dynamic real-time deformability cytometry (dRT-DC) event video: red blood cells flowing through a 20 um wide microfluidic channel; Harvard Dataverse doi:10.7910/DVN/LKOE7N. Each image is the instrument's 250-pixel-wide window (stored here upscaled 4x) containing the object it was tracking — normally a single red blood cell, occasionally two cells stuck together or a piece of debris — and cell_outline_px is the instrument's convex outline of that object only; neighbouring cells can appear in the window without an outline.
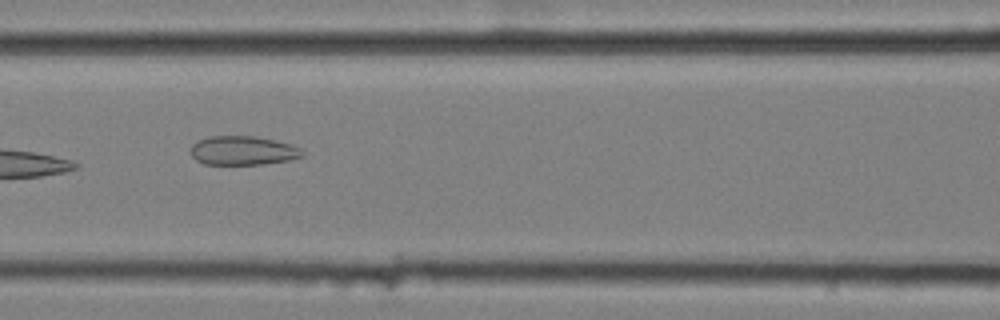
{"species": "common noctule bat (a hibernating species)", "species_latin": "Nyctalus noctula", "temperature_condition": "cold", "stored_images_in_passage": 8, "camera_frame_rate_fps": 3000, "um_per_image_px": 0.085, "animal": {"sex": "female", "body_mass_g": 25.1}, "frame": {"image": 1, "passage_image": 3, "time_ms": 0.667, "image_size_px": [1000, 320], "cell_outline_px": [[304, 156], [288, 160], [264, 164], [204, 164], [196, 160], [192, 156], [192, 144], [208, 136], [256, 136], [276, 140], [292, 144], [300, 148], [304, 152]], "centroid_in_image_um": [20.68, 12.79], "position_along_channel_um": 145.9, "area_um2": 18.9}}
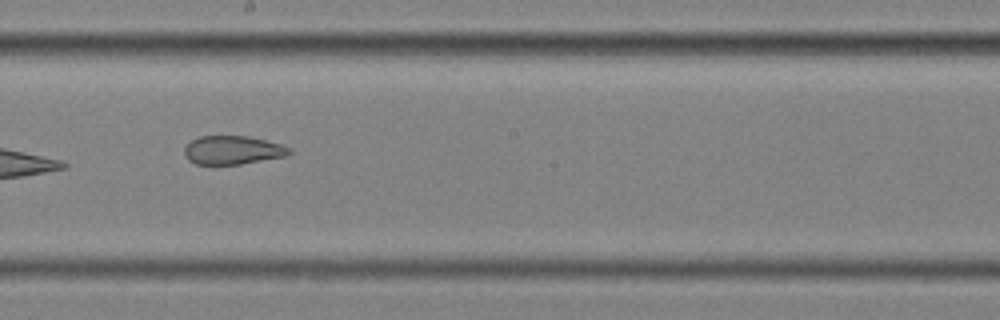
{"frame": {"image": 2, "passage_image": 5, "time_ms": 1.333, "image_size_px": [1000, 320], "cell_outline_px": [[292, 152], [288, 156], [240, 164], [196, 164], [188, 160], [184, 156], [184, 148], [192, 140], [200, 136], [248, 136], [280, 144], [292, 148]], "centroid_in_image_um": [19.79, 12.76], "position_along_channel_um": 228.4, "area_um2": 17.51}}
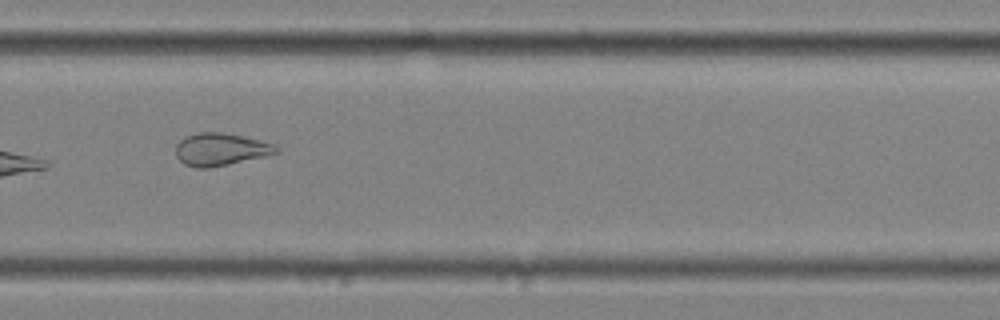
{"frame": {"image": 3, "passage_image": 7, "time_ms": 2.0, "image_size_px": [1000, 320], "cell_outline_px": [[280, 152], [264, 156], [228, 164], [208, 168], [196, 168], [184, 164], [176, 156], [176, 144], [184, 136], [200, 132], [220, 132], [240, 136], [276, 144], [280, 148]], "centroid_in_image_um": [18.74, 12.69], "position_along_channel_um": 311.1, "area_um2": 18.96}}